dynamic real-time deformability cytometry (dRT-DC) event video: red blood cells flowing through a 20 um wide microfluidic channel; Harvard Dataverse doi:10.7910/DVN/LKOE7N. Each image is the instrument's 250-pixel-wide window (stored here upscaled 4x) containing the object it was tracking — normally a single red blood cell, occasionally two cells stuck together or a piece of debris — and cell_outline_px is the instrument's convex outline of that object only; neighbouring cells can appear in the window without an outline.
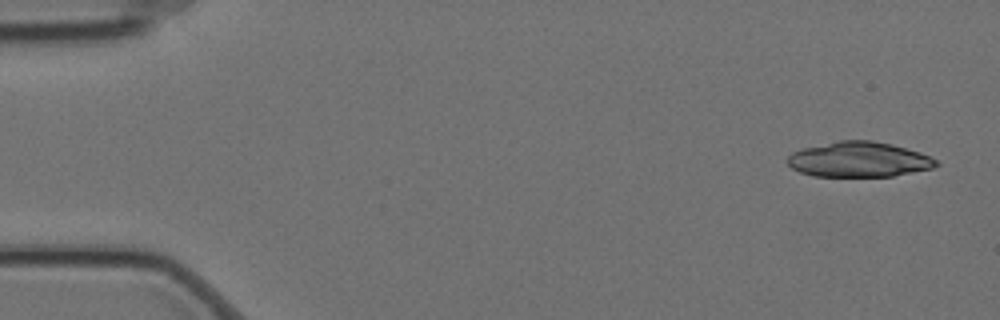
{"species": "Egyptian fruit bat (a non-hibernating species)", "species_latin": "Rousettus aegyptiacus", "temperature_condition": "cold", "stored_images_in_passage": 4, "camera_frame_rate_fps": 3000, "um_per_image_px": 0.085, "animal": {"sex": "female"}, "frame": {"image": 1, "passage_image": 1, "time_ms": 0.0, "image_size_px": [1000, 320], "cell_outline_px": [[940, 164], [932, 168], [892, 176], [812, 176], [800, 172], [792, 168], [788, 164], [788, 156], [792, 152], [804, 148], [840, 140], [872, 140], [892, 144], [920, 152], [936, 160]], "centroid_in_image_um": [73.0, 13.55], "position_along_channel_um": 12.0, "area_um2": 30.29}}